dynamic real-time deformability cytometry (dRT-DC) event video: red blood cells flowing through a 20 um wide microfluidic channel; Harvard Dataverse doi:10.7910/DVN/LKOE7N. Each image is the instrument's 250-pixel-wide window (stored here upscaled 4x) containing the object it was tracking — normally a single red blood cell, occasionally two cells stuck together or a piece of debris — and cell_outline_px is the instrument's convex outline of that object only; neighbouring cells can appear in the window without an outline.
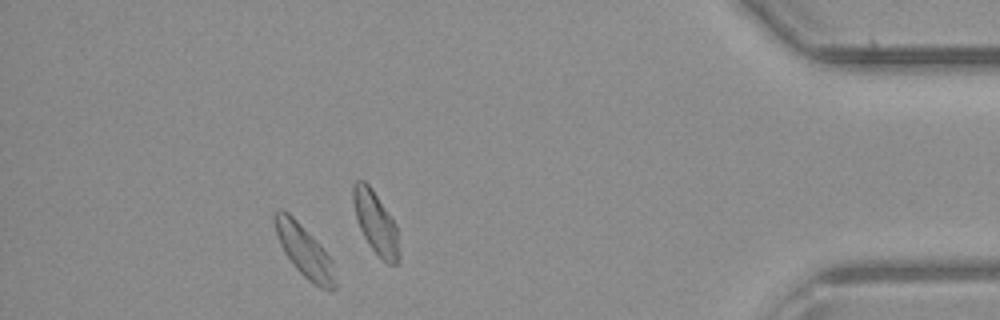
{"species": "common noctule bat (a hibernating species)", "species_latin": "Nyctalus noctula", "temperature_condition": "room temperature", "stored_images_in_passage": 28, "camera_frame_rate_fps": 3000, "um_per_image_px": 0.085, "animal": {"sex": "male", "body_mass_g": 23.1, "forearm_length_mm": 52.7}, "frame": {"image": 1, "passage_image": 24, "time_ms": 7.667, "image_size_px": [1000, 320], "cell_outline_px": [[336, 288], [320, 288], [308, 280], [296, 268], [284, 252], [280, 244], [272, 220], [272, 216], [276, 208], [280, 208], [288, 212], [320, 244], [332, 260], [336, 284]], "centroid_in_image_um": [25.83, 21.29], "position_along_channel_um": 409.4, "area_um2": 18.09}}